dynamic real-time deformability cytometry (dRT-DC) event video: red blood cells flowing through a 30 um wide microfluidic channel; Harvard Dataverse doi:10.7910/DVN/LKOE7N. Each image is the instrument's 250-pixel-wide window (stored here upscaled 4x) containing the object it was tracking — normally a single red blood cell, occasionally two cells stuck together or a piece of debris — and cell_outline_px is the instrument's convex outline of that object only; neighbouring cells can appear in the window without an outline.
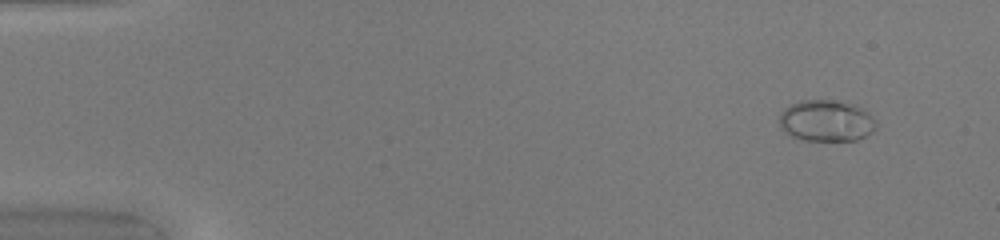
{"species": "common noctule bat (a hibernating species)", "species_latin": "Nyctalus noctula", "temperature_condition": "warm", "stored_images_in_passage": 46, "camera_frame_rate_fps": 3000, "um_per_image_px": 0.085, "animal": {"sex": "female", "body_mass_g": 20.0, "forearm_length_mm": 54.0}, "frame": {"image": 1, "passage_image": 1, "time_ms": 0.0, "image_size_px": [1000, 240], "cell_outline_px": [[876, 128], [872, 132], [856, 140], [804, 140], [792, 136], [784, 132], [780, 128], [780, 112], [784, 108], [800, 100], [836, 100], [856, 104], [864, 108], [876, 120]], "centroid_in_image_um": [70.25, 10.25], "position_along_channel_um": 14.8, "area_um2": 23.58}}
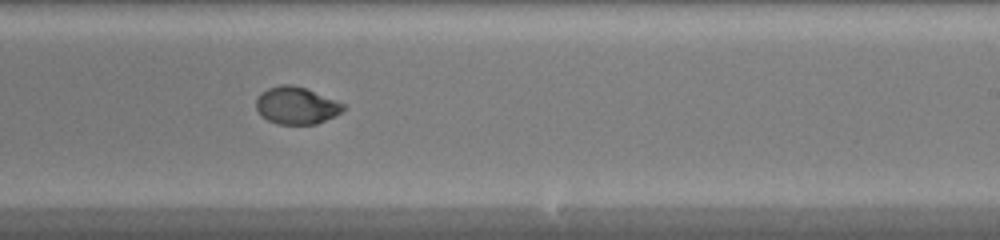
{"frame": {"image": 2, "passage_image": 28, "time_ms": 9.0, "image_size_px": [1000, 240], "cell_outline_px": [[344, 108], [340, 112], [316, 124], [280, 124], [268, 120], [256, 108], [256, 100], [260, 92], [268, 88], [280, 84], [292, 84], [304, 88], [344, 104]], "centroid_in_image_um": [25.14, 8.96], "position_along_channel_um": 263.9, "area_um2": 18.44}}
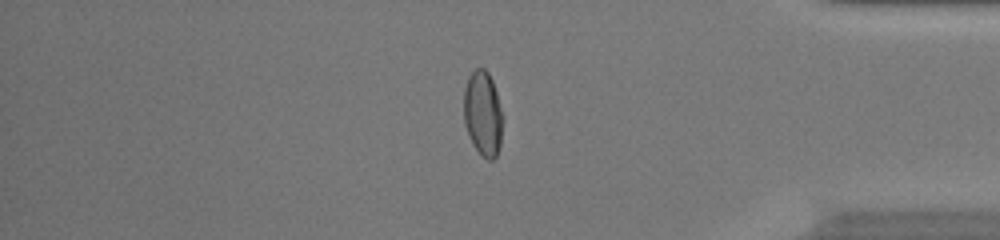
{"frame": {"image": 3, "passage_image": 39, "time_ms": 12.667, "image_size_px": [1000, 240], "cell_outline_px": [[500, 144], [496, 156], [492, 160], [488, 160], [480, 156], [472, 144], [464, 124], [464, 88], [468, 76], [476, 68], [484, 68], [488, 72], [492, 80], [496, 92], [500, 108]], "centroid_in_image_um": [41.0, 9.66], "position_along_channel_um": 394.2, "area_um2": 19.02}, "authors_computed_cell_mechanics": {"area_um2": 19.7387, "velocity_mm_per_s": 4.2058, "shape_relaxation_time_tau1_ms": null, "shape_relaxation_time_tau2_ms": 0.852, "deformation_change_tau1": null, "deformation_change_tau2": 0.0273}}